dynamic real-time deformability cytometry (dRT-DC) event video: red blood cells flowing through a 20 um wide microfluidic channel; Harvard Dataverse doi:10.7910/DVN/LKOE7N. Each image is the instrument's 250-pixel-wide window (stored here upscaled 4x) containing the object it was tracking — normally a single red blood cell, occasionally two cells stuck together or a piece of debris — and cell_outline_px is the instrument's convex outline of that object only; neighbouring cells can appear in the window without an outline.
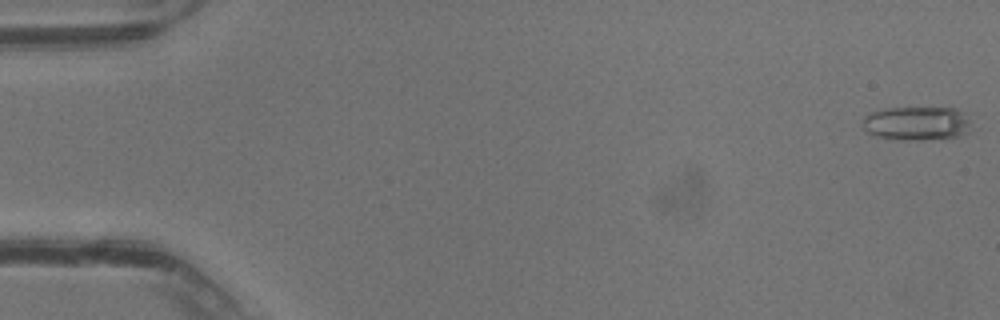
{"species": "common noctule bat (a hibernating species)", "species_latin": "Nyctalus noctula", "temperature_condition": "warm", "stored_images_in_passage": 40, "camera_frame_rate_fps": 3000, "um_per_image_px": 0.085, "animal": {"sex": "male", "body_mass_g": 13.3}, "frame": {"image": 1, "passage_image": 1, "time_ms": 0.0, "image_size_px": [1000, 320], "cell_outline_px": [[968, 132], [960, 136], [924, 140], [896, 140], [876, 136], [864, 132], [860, 124], [864, 116], [872, 112], [884, 108], [956, 108], [968, 112]], "centroid_in_image_um": [77.87, 10.49], "position_along_channel_um": 7.1, "area_um2": 21.91}}
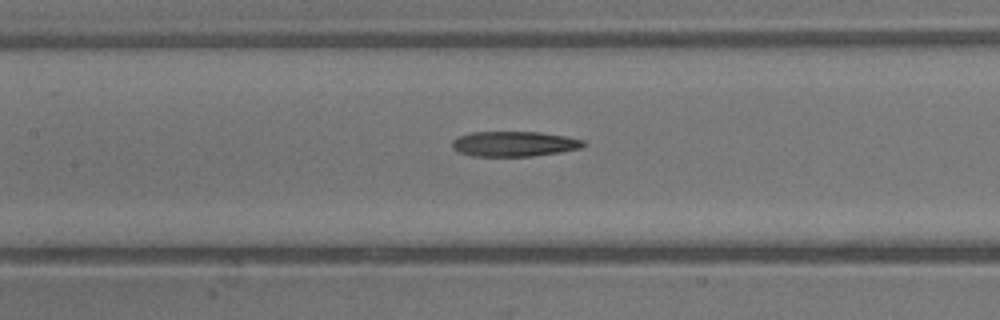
{"frame": {"image": 2, "passage_image": 19, "time_ms": 6.0, "image_size_px": [1000, 320], "cell_outline_px": [[584, 144], [580, 148], [560, 152], [532, 156], [472, 156], [460, 152], [452, 148], [452, 140], [460, 136], [472, 132], [540, 132], [564, 136], [584, 140]], "centroid_in_image_um": [43.68, 12.23], "position_along_channel_um": 163.7, "area_um2": 19.07}}
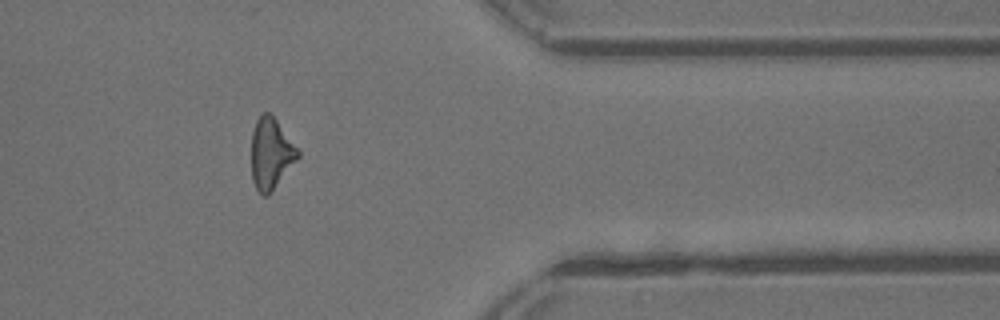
{"frame": {"image": 3, "passage_image": 33, "time_ms": 10.667, "image_size_px": [1000, 320], "cell_outline_px": [[300, 156], [268, 196], [264, 196], [256, 188], [252, 180], [252, 132], [256, 120], [264, 112], [268, 112], [276, 120], [300, 152]], "centroid_in_image_um": [23.02, 13.07], "position_along_channel_um": 388.4, "area_um2": 18.9}}